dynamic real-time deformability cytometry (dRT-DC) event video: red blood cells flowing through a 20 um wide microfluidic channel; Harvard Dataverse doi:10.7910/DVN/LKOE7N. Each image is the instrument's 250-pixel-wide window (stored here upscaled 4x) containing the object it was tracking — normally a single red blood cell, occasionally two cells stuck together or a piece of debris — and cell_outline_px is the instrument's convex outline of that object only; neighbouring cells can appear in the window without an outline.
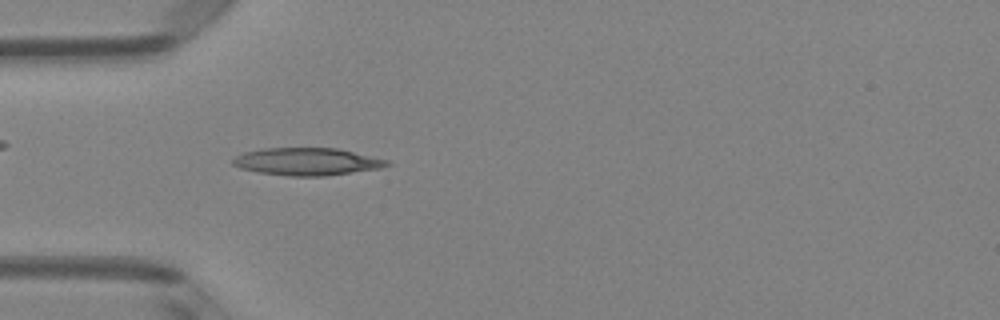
{"species": "Egyptian fruit bat (a non-hibernating species)", "species_latin": "Rousettus aegyptiacus", "temperature_condition": "room temperature", "stored_images_in_passage": 2, "camera_frame_rate_fps": 3000, "um_per_image_px": 0.085, "animal": {"sex": "female"}, "frame": {"image": 1, "passage_image": 2, "time_ms": 0.333, "image_size_px": [1000, 320], "cell_outline_px": [[392, 164], [380, 168], [324, 176], [288, 176], [260, 172], [240, 168], [232, 164], [232, 160], [236, 156], [244, 152], [264, 148], [336, 148], [388, 160]], "centroid_in_image_um": [26.08, 13.73], "position_along_channel_um": 58.9, "area_um2": 24.45}}